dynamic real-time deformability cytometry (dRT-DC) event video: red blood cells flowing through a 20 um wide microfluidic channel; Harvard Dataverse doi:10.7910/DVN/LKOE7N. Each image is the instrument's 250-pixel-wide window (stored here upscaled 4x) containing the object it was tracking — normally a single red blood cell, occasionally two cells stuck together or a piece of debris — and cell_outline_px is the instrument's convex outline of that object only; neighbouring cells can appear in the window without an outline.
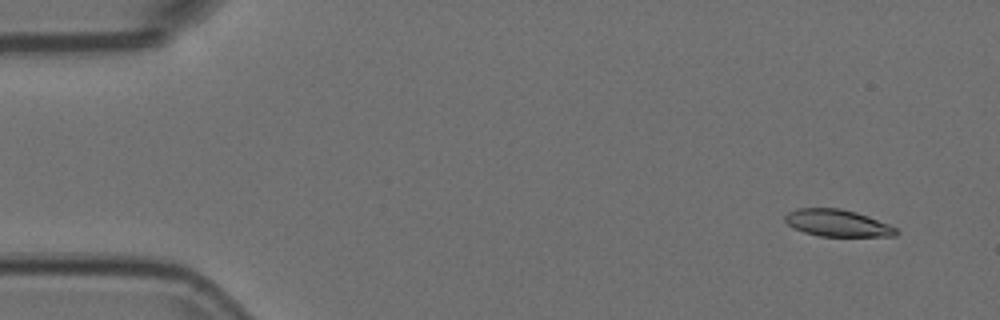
{"species": "Egyptian fruit bat (a non-hibernating species)", "species_latin": "Rousettus aegyptiacus", "temperature_condition": "room temperature", "stored_images_in_passage": 47, "camera_frame_rate_fps": 3000, "um_per_image_px": 0.085, "animal": {"sex": "female"}, "frame": {"image": 1, "passage_image": 3, "time_ms": 0.667, "image_size_px": [1000, 320], "cell_outline_px": [[900, 232], [896, 236], [820, 236], [804, 232], [788, 224], [784, 220], [784, 216], [788, 212], [800, 208], [840, 208], [856, 212], [868, 216], [888, 224], [896, 228]], "centroid_in_image_um": [71.2, 18.96], "position_along_channel_um": 13.8, "area_um2": 17.34}}
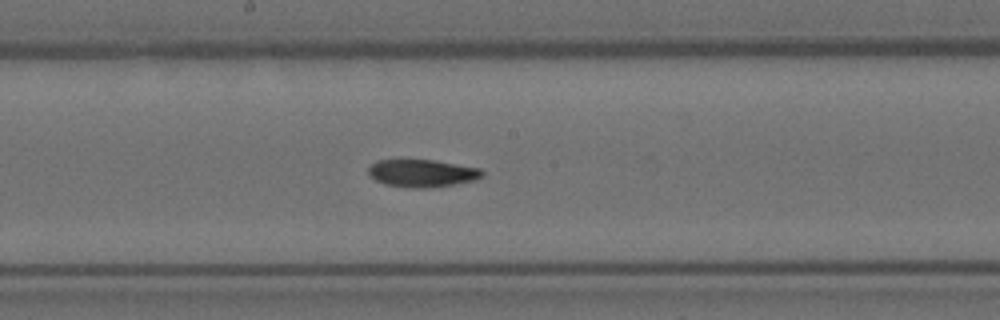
{"frame": {"image": 2, "passage_image": 28, "time_ms": 9.0, "image_size_px": [1000, 320], "cell_outline_px": [[484, 176], [476, 180], [452, 184], [424, 188], [416, 188], [384, 184], [368, 176], [368, 168], [376, 160], [436, 160], [480, 168], [484, 172]], "centroid_in_image_um": [35.88, 14.71], "position_along_channel_um": 212.3, "area_um2": 18.26}}
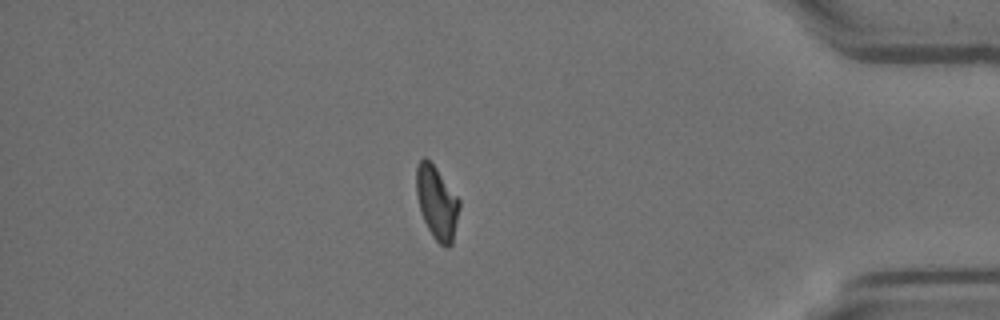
{"frame": {"image": 3, "passage_image": 46, "time_ms": 15.0, "image_size_px": [1000, 320], "cell_outline_px": [[460, 208], [452, 244], [448, 248], [440, 244], [432, 236], [424, 220], [420, 208], [416, 192], [416, 168], [420, 160], [424, 156], [436, 168], [460, 200]], "centroid_in_image_um": [37.14, 17.24], "position_along_channel_um": 398.1, "area_um2": 18.15}}